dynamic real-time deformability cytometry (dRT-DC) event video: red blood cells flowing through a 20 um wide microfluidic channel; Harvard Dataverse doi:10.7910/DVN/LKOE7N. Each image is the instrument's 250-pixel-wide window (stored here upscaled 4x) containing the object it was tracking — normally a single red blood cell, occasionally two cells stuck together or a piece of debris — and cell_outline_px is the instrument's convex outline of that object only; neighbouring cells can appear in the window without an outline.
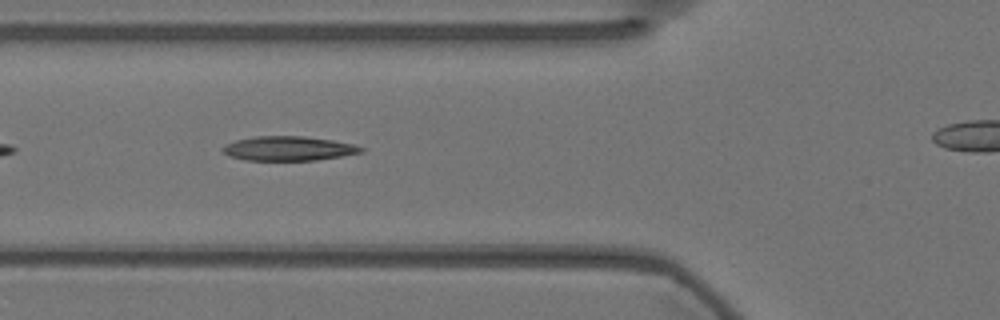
{"species": "Egyptian fruit bat (a non-hibernating species)", "species_latin": "Rousettus aegyptiacus", "temperature_condition": "warm", "stored_images_in_passage": 34, "camera_frame_rate_fps": 3000, "um_per_image_px": 0.085, "animal": {"sex": "female"}, "frame": {"image": 1, "passage_image": 6, "time_ms": 1.667, "image_size_px": [1000, 320], "cell_outline_px": [[364, 152], [316, 160], [248, 160], [228, 156], [220, 148], [224, 144], [236, 140], [252, 136], [304, 136], [332, 140], [356, 144], [364, 148]], "centroid_in_image_um": [24.51, 12.61], "position_along_channel_um": 101.3, "area_um2": 19.77}}
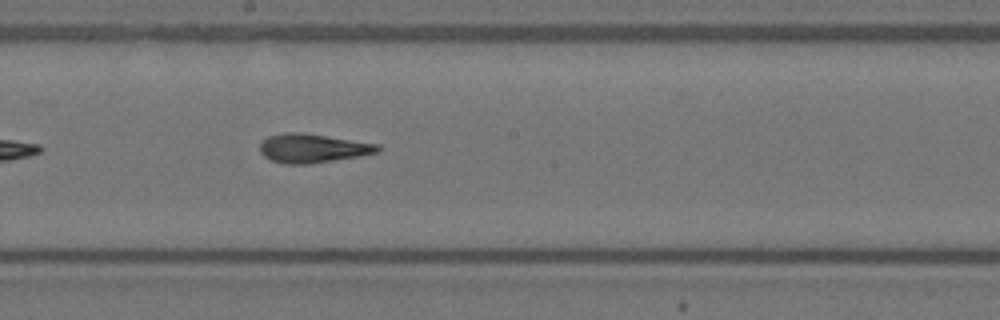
{"frame": {"image": 2, "passage_image": 16, "time_ms": 5.0, "image_size_px": [1000, 320], "cell_outline_px": [[380, 148], [376, 152], [360, 156], [308, 164], [284, 164], [272, 160], [264, 156], [260, 152], [260, 144], [268, 136], [284, 132], [300, 132], [380, 144]], "centroid_in_image_um": [26.55, 12.6], "position_along_channel_um": 221.6, "area_um2": 19.71}}
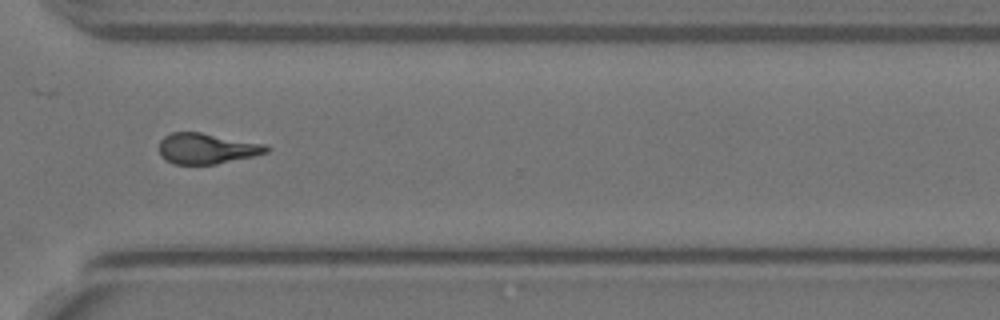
{"frame": {"image": 3, "passage_image": 27, "time_ms": 8.667, "image_size_px": [1000, 320], "cell_outline_px": [[268, 152], [252, 156], [216, 164], [172, 164], [164, 160], [160, 156], [160, 140], [164, 136], [172, 132], [200, 132], [264, 144], [268, 148]], "centroid_in_image_um": [17.51, 12.63], "position_along_channel_um": 353.1, "area_um2": 19.02}}